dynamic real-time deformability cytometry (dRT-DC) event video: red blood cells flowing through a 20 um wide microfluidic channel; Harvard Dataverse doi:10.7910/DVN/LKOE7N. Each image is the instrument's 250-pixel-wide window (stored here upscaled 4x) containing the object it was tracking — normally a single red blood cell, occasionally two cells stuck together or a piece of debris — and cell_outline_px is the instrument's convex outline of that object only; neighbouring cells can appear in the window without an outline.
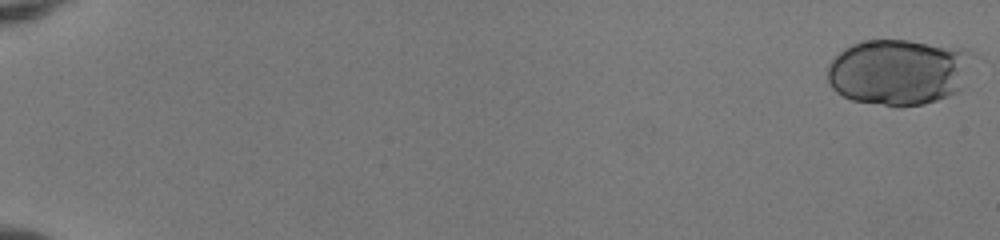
{"species": "human", "species_latin": "Homo sapiens", "temperature_condition": "room temperature", "stored_images_in_passage": 20, "camera_frame_rate_fps": 3000, "um_per_image_px": 0.085, "donor": {"sex": "female"}, "frame": {"image": 1, "passage_image": 1, "time_ms": 0.0, "image_size_px": [1000, 240], "cell_outline_px": [[980, 56], [960, 92], [924, 104], [900, 108], [852, 100], [836, 92], [832, 88], [828, 80], [828, 64], [844, 48], [860, 40], [908, 40], [968, 48]], "centroid_in_image_um": [76.52, 6.1], "position_along_channel_um": 8.5, "area_um2": 57.74}}
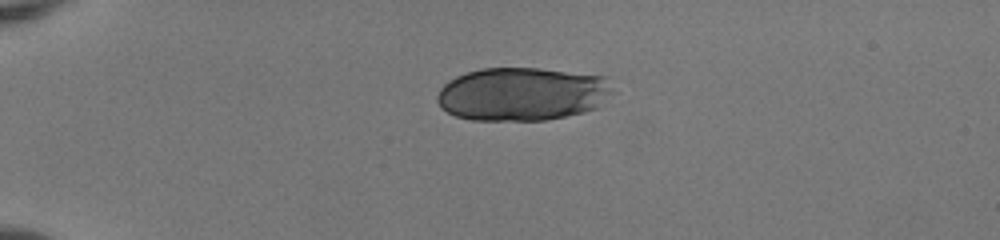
{"frame": {"image": 2, "passage_image": 15, "time_ms": 4.667, "image_size_px": [1000, 240], "cell_outline_px": [[616, 92], [596, 108], [584, 112], [544, 120], [472, 120], [456, 116], [440, 108], [436, 100], [436, 96], [440, 88], [448, 80], [456, 76], [480, 68], [540, 68], [608, 76]], "centroid_in_image_um": [44.42, 7.98], "position_along_channel_um": 40.6, "area_um2": 55.31}}